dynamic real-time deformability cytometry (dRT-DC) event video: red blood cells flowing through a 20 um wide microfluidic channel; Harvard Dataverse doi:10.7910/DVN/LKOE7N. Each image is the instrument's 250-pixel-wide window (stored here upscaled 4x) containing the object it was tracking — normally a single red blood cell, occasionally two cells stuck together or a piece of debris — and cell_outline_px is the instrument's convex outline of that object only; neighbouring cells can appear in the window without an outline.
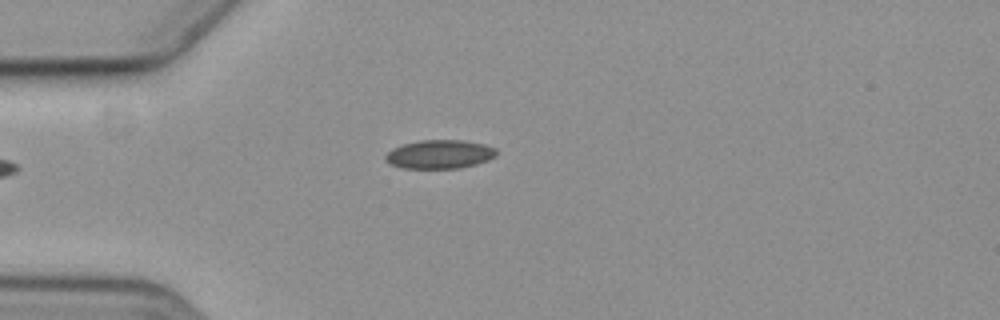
{"species": "common noctule bat (a hibernating species)", "species_latin": "Nyctalus noctula", "temperature_condition": "cold", "stored_images_in_passage": 1, "camera_frame_rate_fps": 3000, "um_per_image_px": 0.085, "animal": {"sex": "female", "body_mass_g": 19.3, "forearm_length_mm": 54.1}, "frame": {"image": 1, "passage_image": 1, "time_ms": 0.0, "image_size_px": [1000, 320], "cell_outline_px": [[496, 156], [488, 160], [476, 164], [460, 168], [400, 168], [388, 164], [384, 160], [384, 156], [392, 148], [404, 144], [420, 140], [460, 140], [484, 144], [496, 148]], "centroid_in_image_um": [37.33, 13.12], "position_along_channel_um": 47.7, "area_um2": 18.67}}